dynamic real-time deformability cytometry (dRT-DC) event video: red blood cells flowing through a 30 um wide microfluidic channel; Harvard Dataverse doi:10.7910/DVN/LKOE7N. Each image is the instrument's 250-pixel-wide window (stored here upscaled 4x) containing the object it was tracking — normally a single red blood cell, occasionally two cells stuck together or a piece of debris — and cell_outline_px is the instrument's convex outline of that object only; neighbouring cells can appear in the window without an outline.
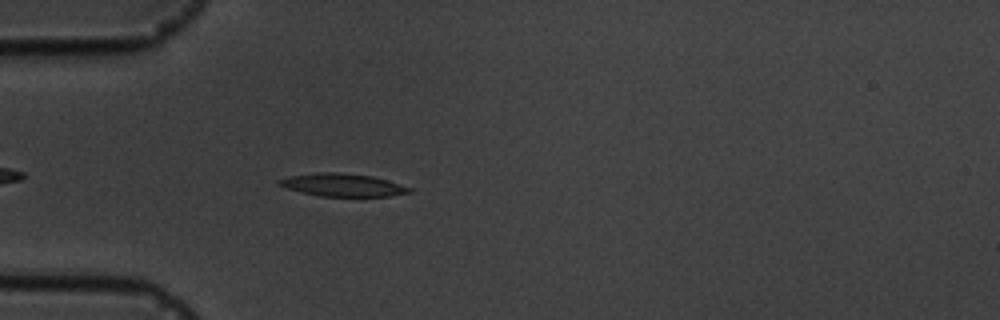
{"species": "common noctule bat (a hibernating species)", "species_latin": "Nyctalus noctula", "temperature_condition": "cold", "stored_images_in_passage": 3, "camera_frame_rate_fps": 3000, "um_per_image_px": 0.085, "animal": {"sex": "male", "body_mass_g": 19.5, "forearm_length_mm": 54.6}, "frame": {"image": 1, "passage_image": 3, "time_ms": 2.0, "image_size_px": [1000, 320], "cell_outline_px": [[412, 192], [388, 196], [320, 196], [300, 192], [276, 184], [276, 180], [288, 176], [316, 172], [340, 172], [372, 176], [388, 180], [412, 188]], "centroid_in_image_um": [29.09, 15.71], "position_along_channel_um": 55.9, "area_um2": 17.4}}